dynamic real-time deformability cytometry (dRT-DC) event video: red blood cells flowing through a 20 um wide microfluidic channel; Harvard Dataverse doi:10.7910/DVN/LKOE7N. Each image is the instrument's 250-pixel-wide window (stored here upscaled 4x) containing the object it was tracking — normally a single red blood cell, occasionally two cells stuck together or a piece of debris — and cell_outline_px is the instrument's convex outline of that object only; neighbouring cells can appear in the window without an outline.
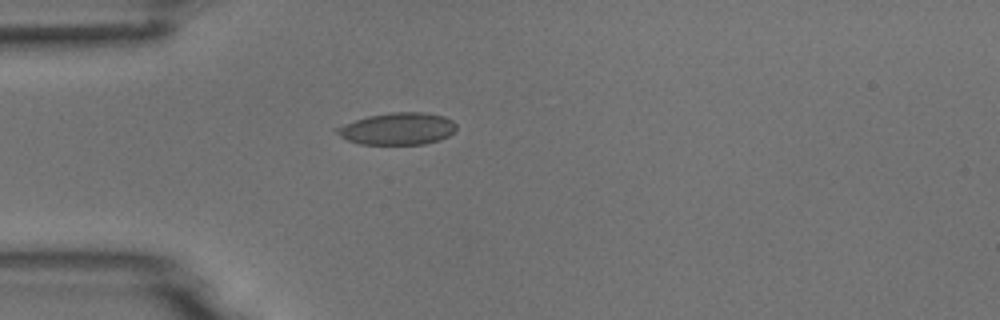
{"species": "common noctule bat (a hibernating species)", "species_latin": "Nyctalus noctula", "temperature_condition": "room temperature", "stored_images_in_passage": 1, "camera_frame_rate_fps": 3000, "um_per_image_px": 0.085, "animal": {"sex": "male", "body_mass_g": 18.8}, "frame": {"image": 1, "passage_image": 1, "time_ms": 0.0, "image_size_px": [1000, 320], "cell_outline_px": [[456, 128], [448, 136], [440, 140], [424, 144], [360, 144], [348, 140], [340, 136], [332, 128], [368, 116], [392, 112], [424, 112], [444, 116], [452, 120], [456, 124]], "centroid_in_image_um": [33.79, 10.94], "position_along_channel_um": 51.2, "area_um2": 22.31}}